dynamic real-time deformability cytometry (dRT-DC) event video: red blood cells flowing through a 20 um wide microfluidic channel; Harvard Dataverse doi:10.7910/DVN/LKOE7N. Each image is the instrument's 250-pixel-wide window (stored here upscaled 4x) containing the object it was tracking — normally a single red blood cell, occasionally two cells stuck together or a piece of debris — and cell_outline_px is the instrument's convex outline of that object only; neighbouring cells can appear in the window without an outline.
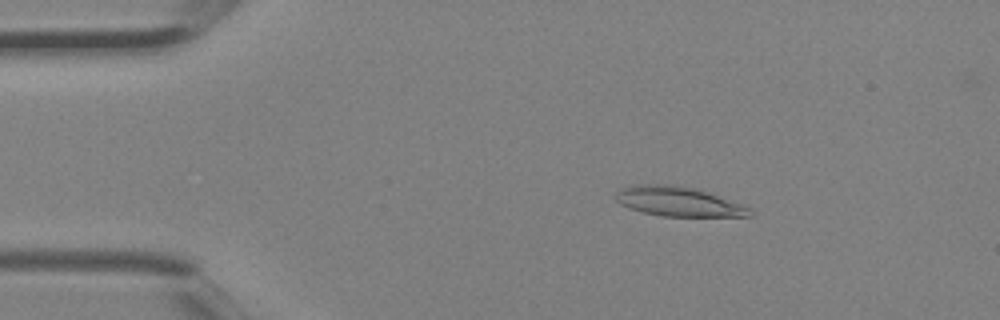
{"species": "Egyptian fruit bat (a non-hibernating species)", "species_latin": "Rousettus aegyptiacus", "temperature_condition": "room temperature", "stored_images_in_passage": 2, "camera_frame_rate_fps": 3000, "um_per_image_px": 0.085, "animal": {"sex": "female"}, "frame": {"image": 1, "passage_image": 1, "time_ms": 0.0, "image_size_px": [1000, 320], "cell_outline_px": [[752, 216], [664, 216], [640, 212], [628, 208], [620, 204], [616, 200], [616, 192], [620, 188], [640, 184], [668, 184], [700, 188], [744, 204], [752, 212]], "centroid_in_image_um": [57.68, 17.11], "position_along_channel_um": 27.3, "area_um2": 23.47}}